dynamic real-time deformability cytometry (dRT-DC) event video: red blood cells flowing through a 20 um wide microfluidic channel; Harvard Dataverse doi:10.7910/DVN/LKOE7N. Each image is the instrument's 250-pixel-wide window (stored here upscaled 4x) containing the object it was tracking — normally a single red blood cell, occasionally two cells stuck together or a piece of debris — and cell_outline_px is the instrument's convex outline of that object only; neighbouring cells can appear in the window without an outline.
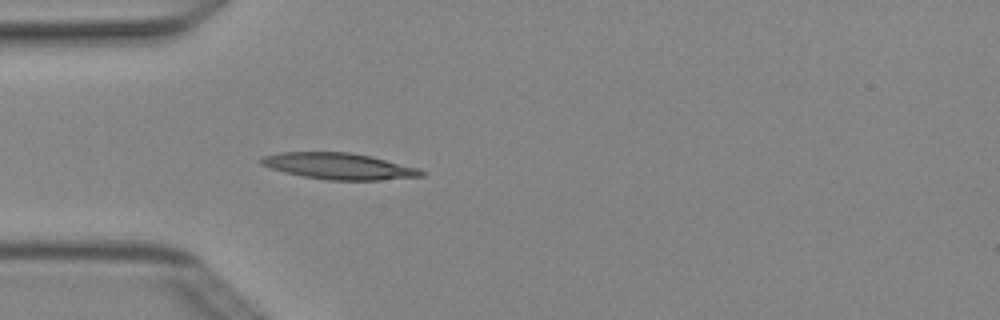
{"species": "Egyptian fruit bat (a non-hibernating species)", "species_latin": "Rousettus aegyptiacus", "temperature_condition": "cold", "stored_images_in_passage": 4, "camera_frame_rate_fps": 3000, "um_per_image_px": 0.085, "animal": {"sex": "female"}, "frame": {"image": 1, "passage_image": 4, "time_ms": 1.0, "image_size_px": [1000, 320], "cell_outline_px": [[424, 176], [380, 180], [328, 180], [304, 176], [284, 172], [260, 164], [260, 160], [264, 156], [280, 152], [348, 152], [368, 156], [420, 168], [424, 172]], "centroid_in_image_um": [28.82, 14.13], "position_along_channel_um": 56.2, "area_um2": 24.28}}